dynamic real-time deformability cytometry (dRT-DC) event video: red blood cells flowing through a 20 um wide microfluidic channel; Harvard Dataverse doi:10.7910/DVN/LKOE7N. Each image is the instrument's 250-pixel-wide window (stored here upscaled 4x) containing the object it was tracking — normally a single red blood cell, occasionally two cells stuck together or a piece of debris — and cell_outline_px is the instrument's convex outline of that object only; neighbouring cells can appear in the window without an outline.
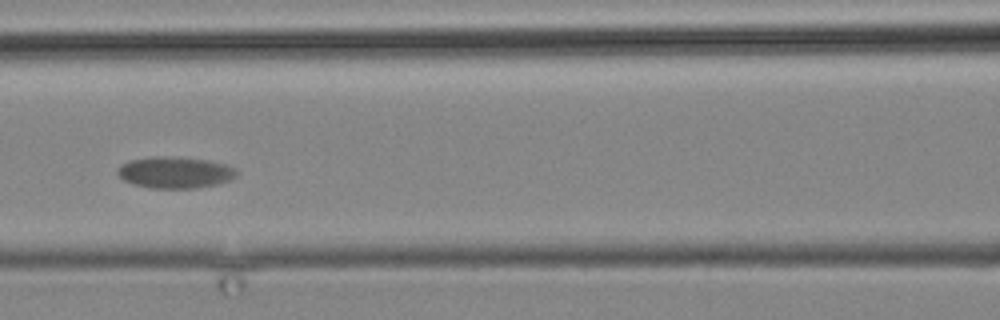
{"species": "common noctule bat (a hibernating species)", "species_latin": "Nyctalus noctula", "temperature_condition": "cold", "stored_images_in_passage": 4, "camera_frame_rate_fps": 3000, "um_per_image_px": 0.085, "animal": {"sex": "male", "body_mass_g": 19.2, "forearm_length_mm": 51.8}, "frame": {"image": 1, "passage_image": 4, "time_ms": 3.667, "image_size_px": [1000, 320], "cell_outline_px": [[236, 176], [228, 180], [216, 184], [196, 188], [148, 188], [132, 184], [124, 180], [116, 172], [128, 160], [152, 156], [164, 156], [208, 160], [224, 164], [232, 168], [236, 172]], "centroid_in_image_um": [14.83, 14.66], "position_along_channel_um": 151.8, "area_um2": 21.56}}